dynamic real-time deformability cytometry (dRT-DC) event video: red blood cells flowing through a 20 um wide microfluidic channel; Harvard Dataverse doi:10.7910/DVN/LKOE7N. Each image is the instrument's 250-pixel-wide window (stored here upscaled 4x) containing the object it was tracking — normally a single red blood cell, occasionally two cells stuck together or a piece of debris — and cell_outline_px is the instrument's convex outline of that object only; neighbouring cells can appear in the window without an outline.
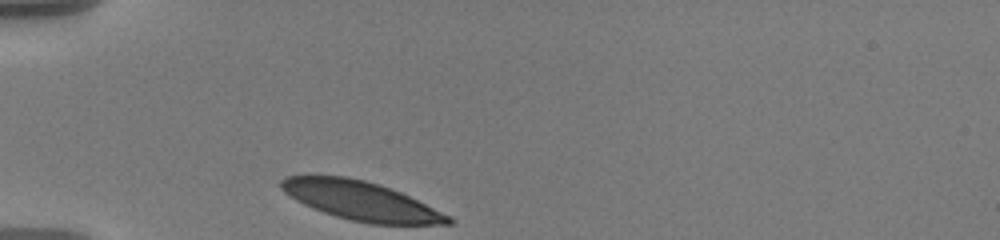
{"species": "human", "species_latin": "Homo sapiens", "temperature_condition": "warm", "stored_images_in_passage": 33, "camera_frame_rate_fps": 3000, "um_per_image_px": 0.085, "donor": {"sex": "male"}, "frame": {"image": 1, "passage_image": 1, "time_ms": 0.0, "image_size_px": [1000, 240], "cell_outline_px": [[456, 220], [452, 224], [368, 224], [336, 216], [312, 208], [296, 200], [284, 192], [280, 188], [280, 180], [284, 176], [344, 176], [364, 180], [380, 184], [400, 192], [452, 216]], "centroid_in_image_um": [30.7, 17.07], "position_along_channel_um": 54.3, "area_um2": 37.74}}
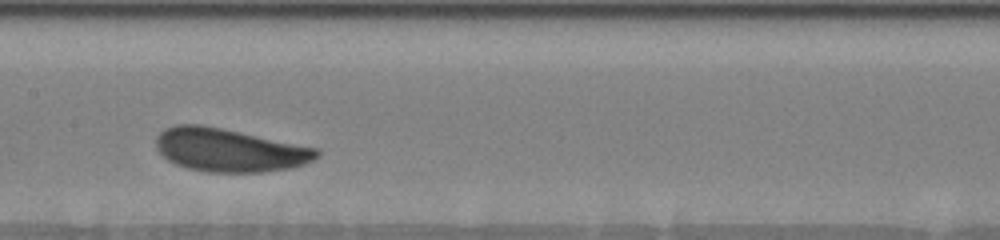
{"frame": {"image": 2, "passage_image": 14, "time_ms": 4.333, "image_size_px": [1000, 240], "cell_outline_px": [[320, 156], [304, 164], [292, 168], [264, 172], [208, 172], [188, 168], [176, 164], [168, 160], [156, 148], [156, 136], [164, 128], [176, 124], [200, 124], [320, 148]], "centroid_in_image_um": [19.51, 12.76], "position_along_channel_um": 187.9, "area_um2": 40.58}}
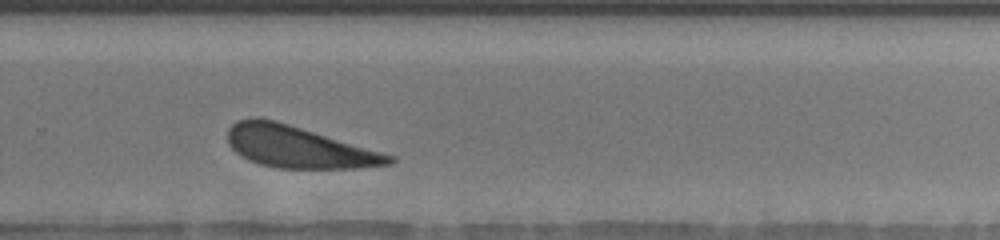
{"frame": {"image": 3, "passage_image": 24, "time_ms": 7.667, "image_size_px": [1000, 240], "cell_outline_px": [[396, 160], [392, 164], [360, 168], [276, 168], [260, 164], [248, 160], [240, 156], [228, 144], [228, 128], [236, 120], [276, 120], [396, 156]], "centroid_in_image_um": [25.4, 12.52], "position_along_channel_um": 304.4, "area_um2": 38.9}, "authors_computed_cell_mechanics": {"area_um2": 40.1132, "velocity_mm_per_s": 3.5073, "shape_relaxation_time_tau1_ms": 2.1422, "shape_relaxation_time_tau2_ms": 8.1314, "deformation_change_tau1": 0.0979, "deformation_change_tau2": 0.1861}}